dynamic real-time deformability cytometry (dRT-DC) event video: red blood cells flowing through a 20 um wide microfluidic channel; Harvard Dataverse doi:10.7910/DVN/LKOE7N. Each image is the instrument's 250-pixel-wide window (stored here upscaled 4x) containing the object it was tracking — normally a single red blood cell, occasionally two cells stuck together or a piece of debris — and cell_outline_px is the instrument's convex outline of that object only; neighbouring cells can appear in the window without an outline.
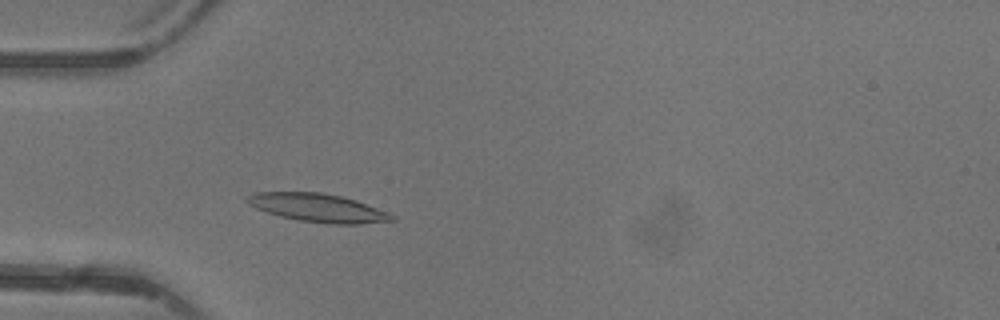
{"species": "common noctule bat (a hibernating species)", "species_latin": "Nyctalus noctula", "temperature_condition": "warm", "stored_images_in_passage": 1, "camera_frame_rate_fps": 3000, "um_per_image_px": 0.085, "animal": {"sex": "female"}, "frame": {"image": 1, "passage_image": 1, "time_ms": 0.0, "image_size_px": [1000, 320], "cell_outline_px": [[396, 220], [360, 224], [332, 224], [300, 220], [280, 216], [256, 208], [248, 204], [244, 200], [244, 196], [256, 192], [320, 192], [340, 196], [356, 200], [388, 212], [396, 216]], "centroid_in_image_um": [27.02, 17.66], "position_along_channel_um": 58.0, "area_um2": 23.87}}